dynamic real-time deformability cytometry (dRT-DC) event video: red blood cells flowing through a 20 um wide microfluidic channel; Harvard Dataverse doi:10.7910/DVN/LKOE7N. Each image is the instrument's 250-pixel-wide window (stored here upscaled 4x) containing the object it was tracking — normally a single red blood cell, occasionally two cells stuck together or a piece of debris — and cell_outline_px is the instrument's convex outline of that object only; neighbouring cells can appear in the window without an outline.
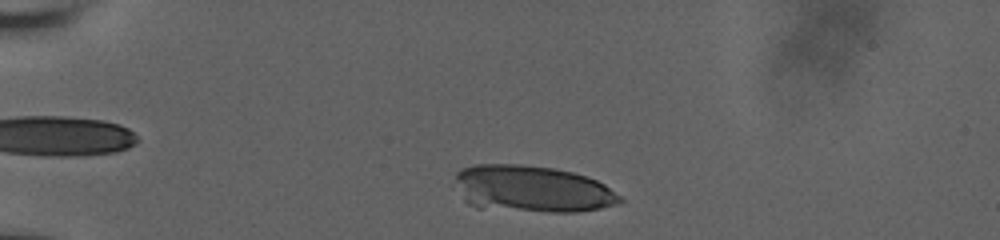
{"species": "human", "species_latin": "Homo sapiens", "temperature_condition": "room temperature", "stored_images_in_passage": 36, "camera_frame_rate_fps": 3000, "um_per_image_px": 0.085, "donor": {"sex": "male"}, "frame": {"image": 1, "passage_image": 3, "time_ms": 0.667, "image_size_px": [1000, 240], "cell_outline_px": [[624, 200], [620, 204], [600, 208], [576, 212], [552, 212], [476, 208], [468, 204], [464, 200], [456, 180], [456, 172], [460, 168], [472, 164], [520, 164], [556, 168], [572, 172], [596, 180], [604, 184], [620, 196]], "centroid_in_image_um": [45.22, 16.06], "position_along_channel_um": 39.8, "area_um2": 45.08}}